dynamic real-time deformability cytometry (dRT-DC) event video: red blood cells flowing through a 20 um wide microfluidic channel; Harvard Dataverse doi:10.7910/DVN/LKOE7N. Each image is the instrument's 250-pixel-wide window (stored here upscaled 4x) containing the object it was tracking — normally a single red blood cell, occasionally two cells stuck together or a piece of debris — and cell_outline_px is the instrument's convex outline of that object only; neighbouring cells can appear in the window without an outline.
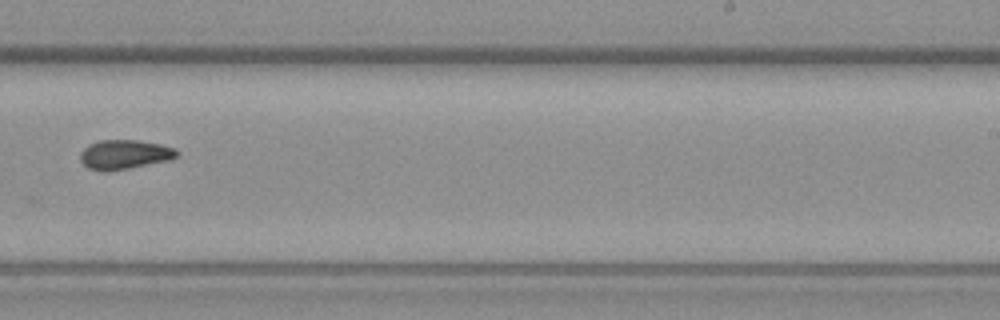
{"species": "common noctule bat (a hibernating species)", "species_latin": "Nyctalus noctula", "temperature_condition": "warm", "stored_images_in_passage": 14, "camera_frame_rate_fps": 3000, "um_per_image_px": 0.085, "animal": {"sex": "female", "body_mass_g": 19.3, "forearm_length_mm": 54.1}, "frame": {"image": 1, "passage_image": 10, "time_ms": 12.0, "image_size_px": [1000, 320], "cell_outline_px": [[180, 152], [176, 156], [168, 160], [108, 172], [104, 172], [88, 168], [80, 160], [80, 152], [88, 144], [100, 140], [140, 140], [160, 144], [176, 148]], "centroid_in_image_um": [10.56, 13.12], "position_along_channel_um": 278.4, "area_um2": 16.59}}
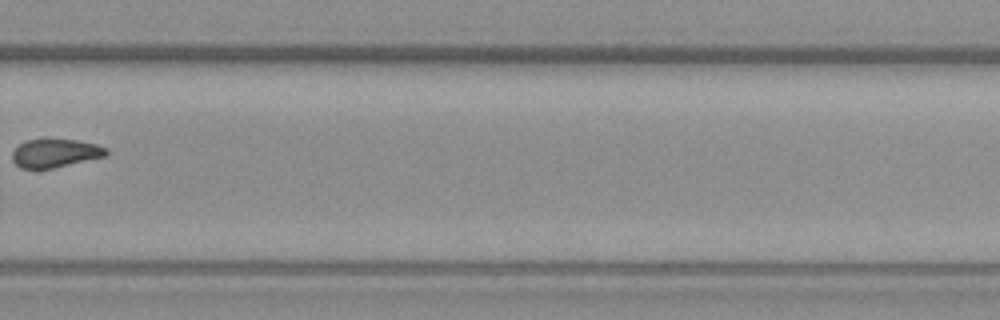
{"frame": {"image": 2, "passage_image": 11, "time_ms": 13.333, "image_size_px": [1000, 320], "cell_outline_px": [[108, 152], [104, 156], [52, 168], [20, 168], [12, 160], [12, 152], [20, 144], [28, 140], [76, 140], [96, 144], [108, 148]], "centroid_in_image_um": [4.68, 13.02], "position_along_channel_um": 325.1, "area_um2": 15.14}}